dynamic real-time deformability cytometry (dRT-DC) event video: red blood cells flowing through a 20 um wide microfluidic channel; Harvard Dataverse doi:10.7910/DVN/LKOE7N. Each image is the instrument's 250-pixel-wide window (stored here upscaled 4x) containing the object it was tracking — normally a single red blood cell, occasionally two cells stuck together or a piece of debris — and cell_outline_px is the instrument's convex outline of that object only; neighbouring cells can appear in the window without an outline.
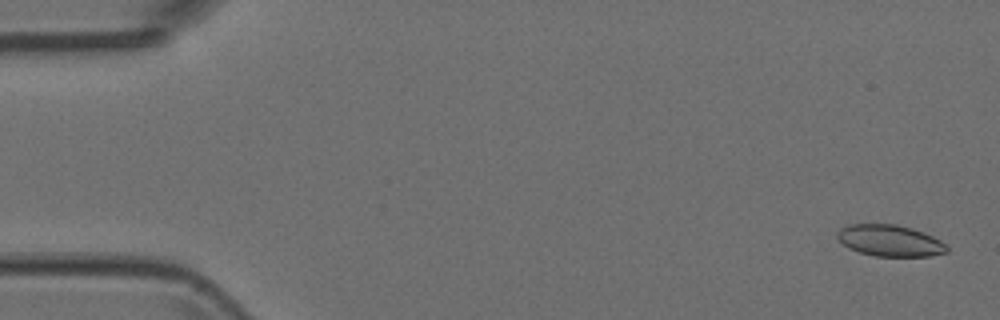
{"species": "Egyptian fruit bat (a non-hibernating species)", "species_latin": "Rousettus aegyptiacus", "temperature_condition": "room temperature", "stored_images_in_passage": 5, "camera_frame_rate_fps": 3000, "um_per_image_px": 0.085, "animal": {"sex": "female"}, "frame": {"image": 1, "passage_image": 1, "time_ms": 0.0, "image_size_px": [1000, 320], "cell_outline_px": [[948, 252], [928, 256], [876, 256], [860, 252], [848, 248], [836, 236], [836, 232], [840, 228], [848, 224], [896, 224], [912, 228], [924, 232], [940, 240], [948, 248]], "centroid_in_image_um": [75.63, 20.44], "position_along_channel_um": 9.4, "area_um2": 20.06}}
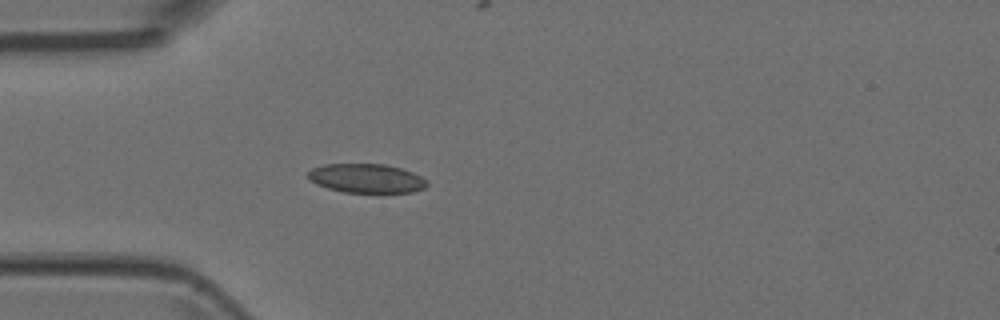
{"frame": {"image": 2, "passage_image": 5, "time_ms": 1.333, "image_size_px": [1000, 320], "cell_outline_px": [[428, 184], [424, 188], [412, 192], [344, 192], [328, 188], [316, 184], [308, 180], [304, 176], [312, 168], [324, 164], [384, 164], [400, 168], [412, 172], [428, 180]], "centroid_in_image_um": [31.1, 15.15], "position_along_channel_um": 53.9, "area_um2": 20.23}}